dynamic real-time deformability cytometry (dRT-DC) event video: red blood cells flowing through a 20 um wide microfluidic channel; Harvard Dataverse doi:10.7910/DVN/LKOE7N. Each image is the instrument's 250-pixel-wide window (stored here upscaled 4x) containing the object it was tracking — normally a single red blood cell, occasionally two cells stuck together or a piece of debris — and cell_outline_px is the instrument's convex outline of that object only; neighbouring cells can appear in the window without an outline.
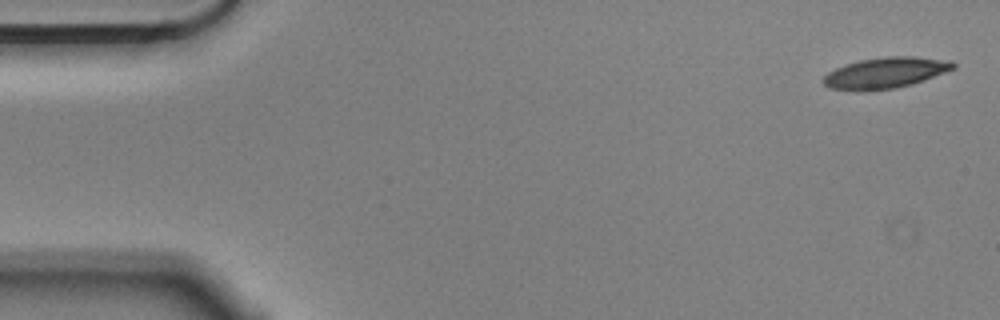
{"species": "Egyptian fruit bat (a non-hibernating species)", "species_latin": "Rousettus aegyptiacus", "temperature_condition": "cold", "stored_images_in_passage": 5, "segment_of_instrument_passage": [1, 2], "camera_frame_rate_fps": 3000, "um_per_image_px": 0.085, "animal": {"sex": "male"}, "frame": {"image": 1, "passage_image": 1, "time_ms": 0.0, "image_size_px": [1000, 320], "cell_outline_px": [[956, 68], [924, 80], [912, 84], [896, 88], [832, 88], [824, 84], [820, 80], [828, 72], [836, 68], [860, 60], [884, 56], [916, 56], [952, 60], [956, 64]], "centroid_in_image_um": [75.36, 6.13], "position_along_channel_um": 9.6, "area_um2": 22.77}}
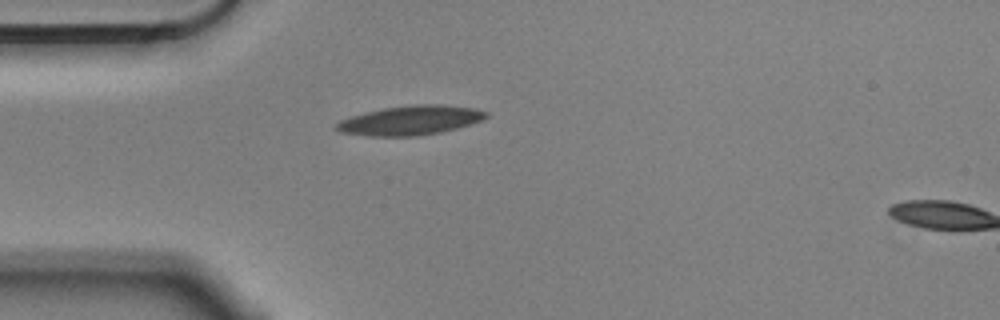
{"frame": {"image": 2, "passage_image": 4, "time_ms": 1.0, "image_size_px": [1000, 320], "cell_outline_px": [[488, 116], [484, 120], [456, 128], [440, 132], [416, 136], [372, 136], [340, 132], [332, 128], [340, 120], [352, 116], [384, 108], [412, 104], [440, 104], [472, 108], [488, 112]], "centroid_in_image_um": [34.88, 10.23], "position_along_channel_um": 50.1, "area_um2": 25.49}}